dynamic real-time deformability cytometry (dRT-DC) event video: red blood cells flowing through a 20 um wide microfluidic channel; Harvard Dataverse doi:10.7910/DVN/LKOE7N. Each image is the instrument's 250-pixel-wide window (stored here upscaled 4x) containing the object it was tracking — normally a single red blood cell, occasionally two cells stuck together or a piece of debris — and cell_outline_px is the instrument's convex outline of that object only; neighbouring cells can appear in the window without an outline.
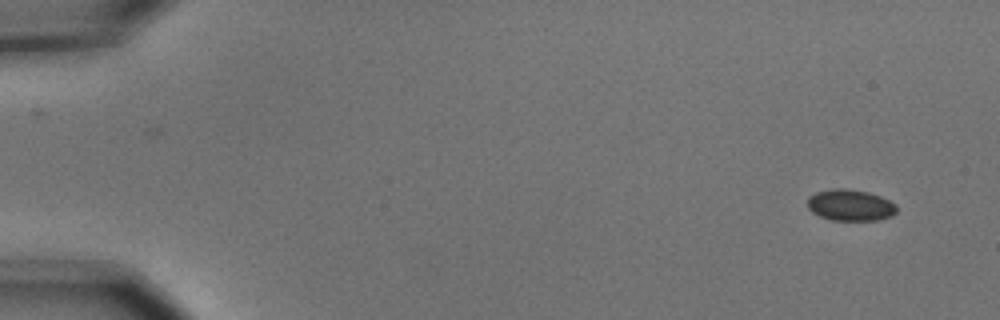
{"species": "common noctule bat (a hibernating species)", "species_latin": "Nyctalus noctula", "temperature_condition": "cold", "stored_images_in_passage": 5, "camera_frame_rate_fps": 3000, "um_per_image_px": 0.085, "animal": {"sex": "male", "body_mass_g": 15.6}, "frame": {"image": 1, "passage_image": 1, "time_ms": 0.0, "image_size_px": [1000, 320], "cell_outline_px": [[896, 212], [892, 216], [880, 220], [832, 220], [820, 216], [812, 212], [808, 208], [808, 196], [816, 192], [832, 188], [848, 188], [868, 192], [880, 196], [896, 204]], "centroid_in_image_um": [72.27, 17.43], "position_along_channel_um": 12.7, "area_um2": 16.42}}
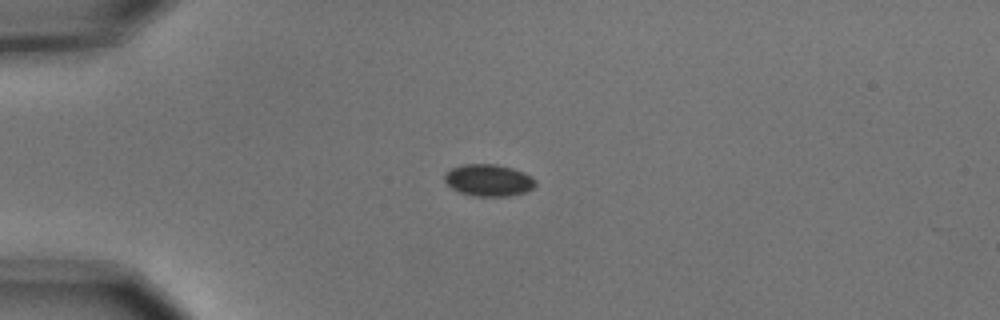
{"frame": {"image": 2, "passage_image": 4, "time_ms": 1.0, "image_size_px": [1000, 320], "cell_outline_px": [[536, 184], [532, 188], [524, 192], [508, 196], [472, 196], [460, 192], [452, 188], [444, 180], [444, 176], [452, 168], [464, 164], [496, 164], [512, 168], [524, 172], [532, 176], [536, 180]], "centroid_in_image_um": [41.55, 15.32], "position_along_channel_um": 43.5, "area_um2": 16.82}}